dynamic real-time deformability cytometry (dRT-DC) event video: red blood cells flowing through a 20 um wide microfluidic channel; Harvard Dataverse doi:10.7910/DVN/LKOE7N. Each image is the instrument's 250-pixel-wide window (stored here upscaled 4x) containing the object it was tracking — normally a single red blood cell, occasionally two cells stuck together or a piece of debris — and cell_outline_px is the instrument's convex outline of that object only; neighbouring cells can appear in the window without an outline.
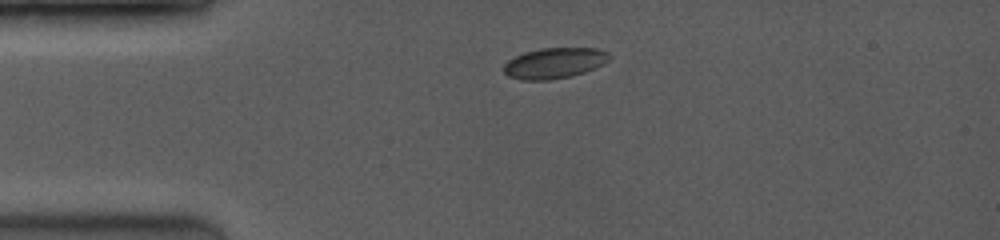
{"species": "common noctule bat (a hibernating species)", "species_latin": "Nyctalus noctula", "temperature_condition": "room temperature", "stored_images_in_passage": 6, "camera_frame_rate_fps": 3500, "um_per_image_px": 0.085, "animal": {"sex": "female", "body_mass_g": 19.0, "forearm_length_mm": 53.3}, "frame": {"image": 1, "passage_image": 1, "time_ms": 0.0, "image_size_px": [1000, 240], "cell_outline_px": [[612, 56], [604, 64], [596, 68], [572, 76], [548, 80], [520, 80], [508, 76], [504, 72], [504, 64], [508, 60], [524, 52], [540, 48], [596, 48], [608, 52]], "centroid_in_image_um": [47.14, 5.36], "position_along_channel_um": 37.9, "area_um2": 19.02}}